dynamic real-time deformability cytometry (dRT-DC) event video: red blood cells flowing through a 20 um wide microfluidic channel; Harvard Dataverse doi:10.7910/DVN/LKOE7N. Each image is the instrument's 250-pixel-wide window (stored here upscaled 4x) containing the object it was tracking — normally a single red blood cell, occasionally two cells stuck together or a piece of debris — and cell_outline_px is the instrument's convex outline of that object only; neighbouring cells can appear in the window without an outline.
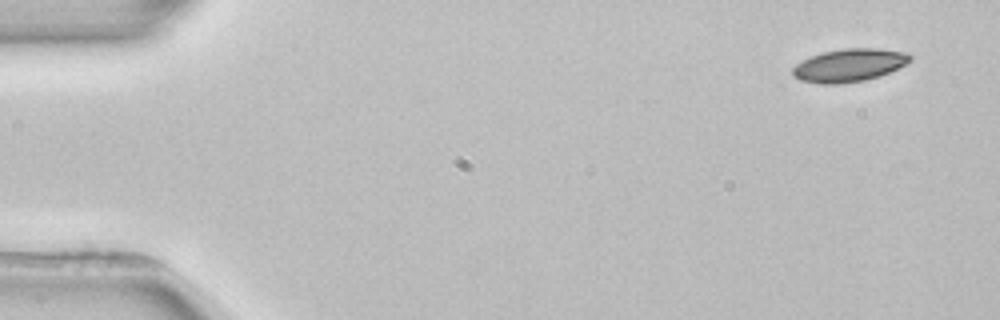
{"species": "common noctule bat (a hibernating species)", "species_latin": "Nyctalus noctula", "temperature_condition": "room temperature", "stored_images_in_passage": 4, "camera_frame_rate_fps": 3000, "um_per_image_px": 0.085, "animal": {"sex": "female", "body_mass_g": 22.7, "forearm_length_mm": 54.2}, "frame": {"image": 1, "passage_image": 1, "time_ms": 0.0, "image_size_px": [1000, 320], "cell_outline_px": [[912, 60], [880, 76], [864, 80], [840, 84], [820, 84], [800, 80], [792, 76], [792, 68], [796, 64], [812, 56], [824, 52], [844, 48], [876, 48], [908, 52], [912, 56]], "centroid_in_image_um": [72.18, 5.55], "position_along_channel_um": 12.8, "area_um2": 22.48}}
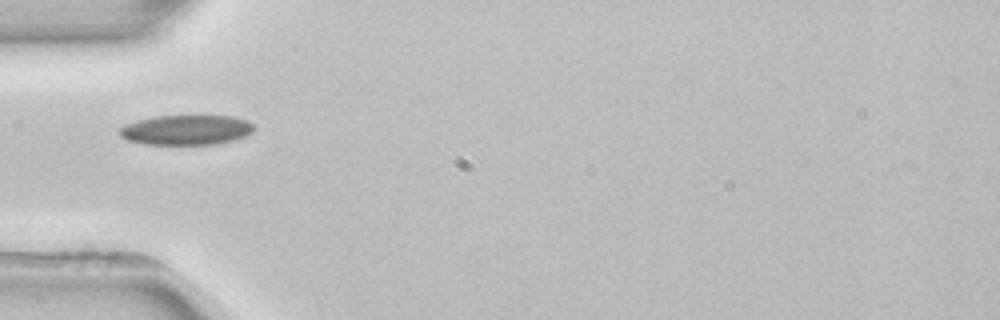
{"frame": {"image": 2, "passage_image": 4, "time_ms": 4.667, "image_size_px": [1000, 320], "cell_outline_px": [[256, 128], [252, 132], [244, 136], [232, 140], [216, 144], [144, 144], [128, 140], [120, 136], [120, 128], [124, 124], [136, 120], [156, 116], [232, 116], [248, 120]], "centroid_in_image_um": [15.83, 11.04], "position_along_channel_um": 69.2, "area_um2": 23.41}}